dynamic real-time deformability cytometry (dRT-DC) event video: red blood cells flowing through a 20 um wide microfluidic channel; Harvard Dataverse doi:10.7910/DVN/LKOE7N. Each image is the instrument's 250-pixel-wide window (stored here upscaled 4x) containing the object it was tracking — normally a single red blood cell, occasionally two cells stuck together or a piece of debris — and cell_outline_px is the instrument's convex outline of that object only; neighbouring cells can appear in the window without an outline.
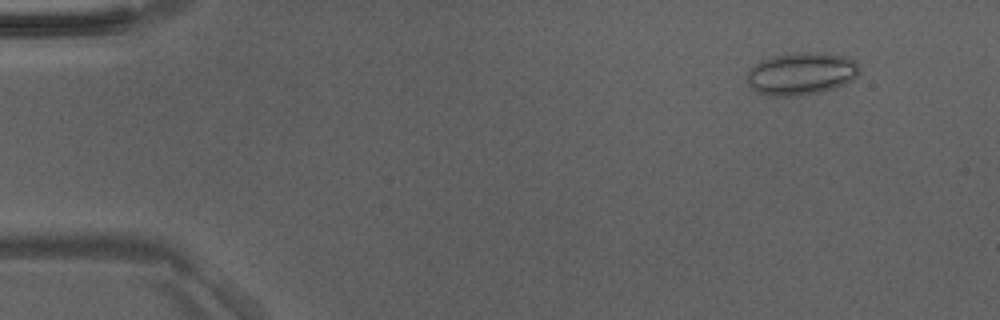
{"species": "Egyptian fruit bat (a non-hibernating species)", "species_latin": "Rousettus aegyptiacus", "temperature_condition": "room temperature", "stored_images_in_passage": 49, "camera_frame_rate_fps": 3000, "um_per_image_px": 0.085, "animal": {"sex": "male"}, "frame": {"image": 1, "passage_image": 5, "time_ms": 1.333, "image_size_px": [1000, 320], "cell_outline_px": [[860, 72], [852, 80], [844, 84], [820, 92], [800, 96], [768, 96], [756, 92], [748, 84], [748, 72], [756, 64], [764, 60], [776, 56], [800, 52], [816, 52], [844, 56], [852, 60], [860, 68]], "centroid_in_image_um": [68.11, 6.28], "position_along_channel_um": 16.9, "area_um2": 27.51}}
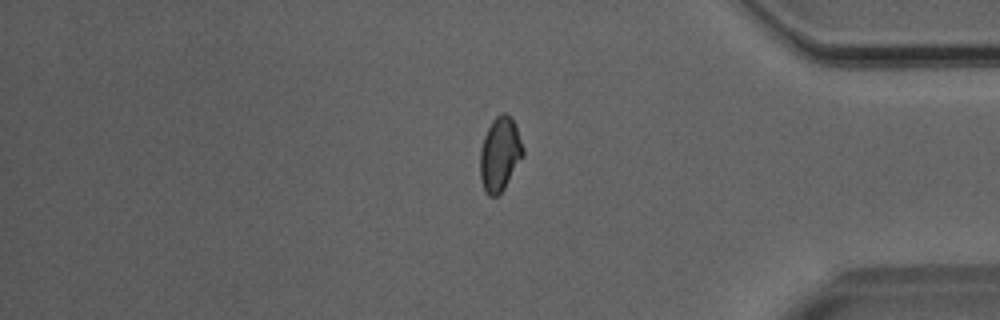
{"frame": {"image": 2, "passage_image": 41, "time_ms": 13.333, "image_size_px": [1000, 320], "cell_outline_px": [[524, 156], [504, 188], [496, 196], [488, 196], [480, 180], [480, 148], [484, 136], [492, 120], [500, 112], [504, 112], [516, 124], [524, 148]], "centroid_in_image_um": [42.49, 13.09], "position_along_channel_um": 392.7, "area_um2": 18.61}}
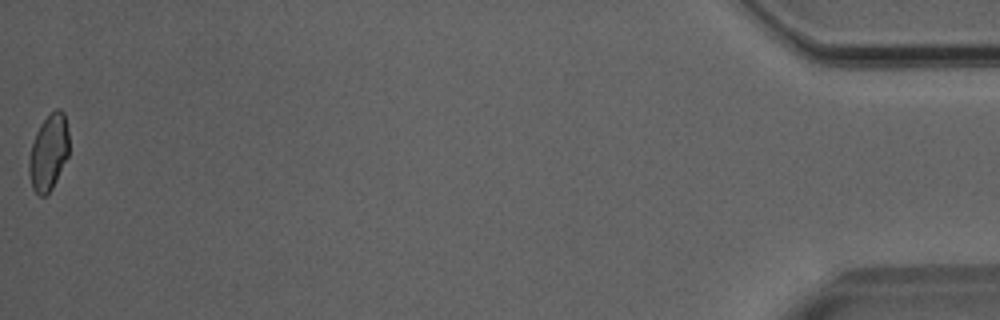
{"frame": {"image": 3, "passage_image": 49, "time_ms": 16.0, "image_size_px": [1000, 320], "cell_outline_px": [[68, 156], [52, 188], [44, 196], [40, 196], [32, 188], [28, 172], [28, 160], [32, 144], [36, 132], [40, 124], [56, 108], [60, 108], [64, 112], [68, 132]], "centroid_in_image_um": [4.12, 12.95], "position_along_channel_um": 431.1, "area_um2": 17.63}}